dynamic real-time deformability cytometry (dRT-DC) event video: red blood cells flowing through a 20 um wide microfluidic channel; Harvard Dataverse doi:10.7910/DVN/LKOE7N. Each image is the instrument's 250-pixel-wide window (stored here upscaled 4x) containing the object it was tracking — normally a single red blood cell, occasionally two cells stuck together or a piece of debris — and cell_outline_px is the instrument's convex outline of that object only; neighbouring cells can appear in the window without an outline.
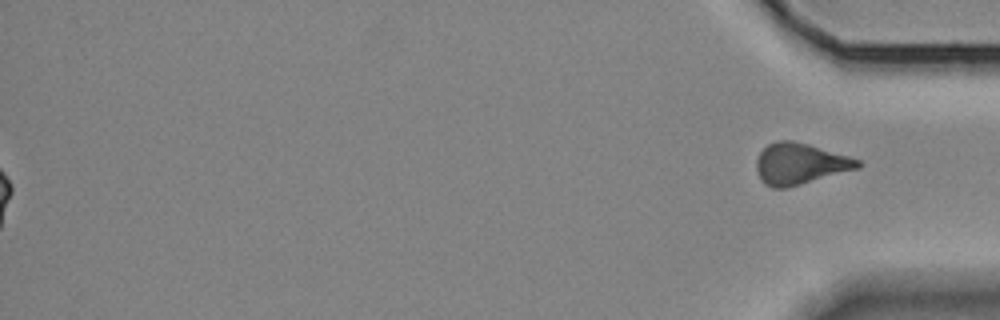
{"species": "Egyptian fruit bat (a non-hibernating species)", "species_latin": "Rousettus aegyptiacus", "temperature_condition": "room temperature", "stored_images_in_passage": 41, "segment_of_instrument_passage": [2, 2], "camera_frame_rate_fps": 3000, "um_per_image_px": 0.085, "animal": {"sex": "female"}, "frame": {"image": 1, "passage_image": 41, "time_ms": 13.333, "image_size_px": [1000, 320], "cell_outline_px": [[860, 168], [788, 188], [772, 188], [764, 184], [760, 180], [756, 168], [756, 160], [760, 152], [768, 144], [776, 140], [792, 140], [808, 144], [848, 156], [860, 160]], "centroid_in_image_um": [67.97, 13.93], "position_along_channel_um": 367.2, "area_um2": 24.45}}